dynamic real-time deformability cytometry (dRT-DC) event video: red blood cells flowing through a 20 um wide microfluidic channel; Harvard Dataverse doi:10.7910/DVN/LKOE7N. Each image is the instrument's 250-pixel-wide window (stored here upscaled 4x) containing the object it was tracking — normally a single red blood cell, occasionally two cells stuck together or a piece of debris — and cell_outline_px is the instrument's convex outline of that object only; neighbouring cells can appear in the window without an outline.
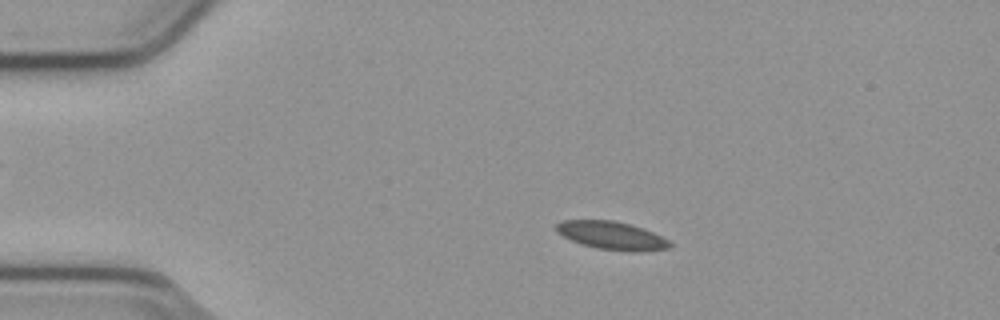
{"species": "common noctule bat (a hibernating species)", "species_latin": "Nyctalus noctula", "temperature_condition": "cold", "stored_images_in_passage": 54, "camera_frame_rate_fps": 3000, "um_per_image_px": 0.085, "animal": {"sex": "male", "body_mass_g": 23.1, "forearm_length_mm": 52.7}, "frame": {"image": 1, "passage_image": 11, "time_ms": 3.333, "image_size_px": [1000, 320], "cell_outline_px": [[672, 244], [668, 248], [640, 252], [628, 252], [600, 248], [584, 244], [572, 240], [556, 232], [552, 228], [560, 220], [612, 220], [628, 224], [652, 232], [668, 240]], "centroid_in_image_um": [51.95, 20.01], "position_along_channel_um": 33.0, "area_um2": 18.38}}
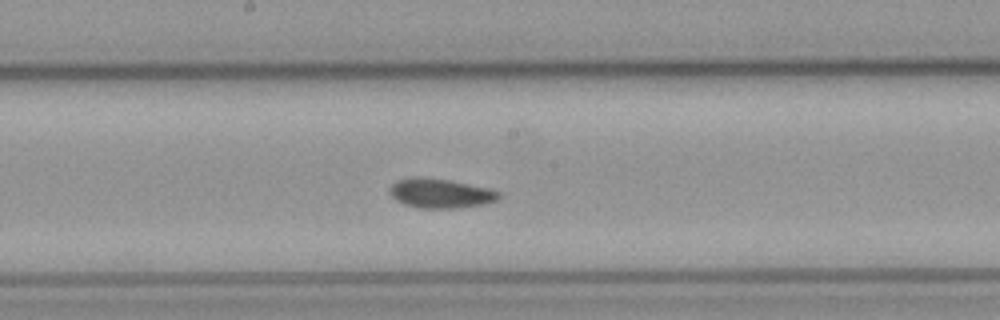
{"frame": {"image": 2, "passage_image": 29, "time_ms": 9.333, "image_size_px": [1000, 320], "cell_outline_px": [[500, 196], [496, 200], [484, 204], [460, 208], [420, 208], [404, 204], [396, 200], [392, 196], [392, 184], [400, 180], [448, 180], [488, 188], [500, 192]], "centroid_in_image_um": [37.53, 16.49], "position_along_channel_um": 210.7, "area_um2": 17.69}}
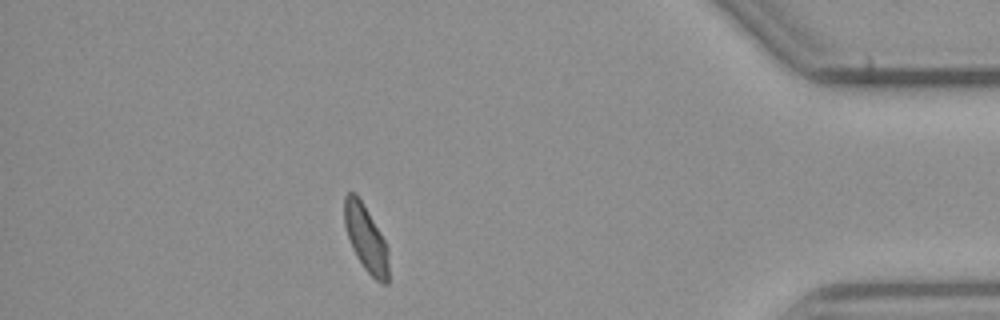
{"frame": {"image": 3, "passage_image": 48, "time_ms": 15.667, "image_size_px": [1000, 320], "cell_outline_px": [[388, 284], [384, 284], [376, 280], [364, 268], [356, 256], [352, 248], [344, 224], [344, 196], [348, 192], [356, 192], [380, 232], [388, 248]], "centroid_in_image_um": [31.09, 20.25], "position_along_channel_um": 404.1, "area_um2": 16.99}, "authors_computed_cell_mechanics": {"area_um2": 18.1203, "velocity_mm_per_s": 3.7729, "shape_relaxation_time_tau1_ms": null, "shape_relaxation_time_tau2_ms": 3.9514, "deformation_change_tau1": null, "deformation_change_tau2": 0.0641}}